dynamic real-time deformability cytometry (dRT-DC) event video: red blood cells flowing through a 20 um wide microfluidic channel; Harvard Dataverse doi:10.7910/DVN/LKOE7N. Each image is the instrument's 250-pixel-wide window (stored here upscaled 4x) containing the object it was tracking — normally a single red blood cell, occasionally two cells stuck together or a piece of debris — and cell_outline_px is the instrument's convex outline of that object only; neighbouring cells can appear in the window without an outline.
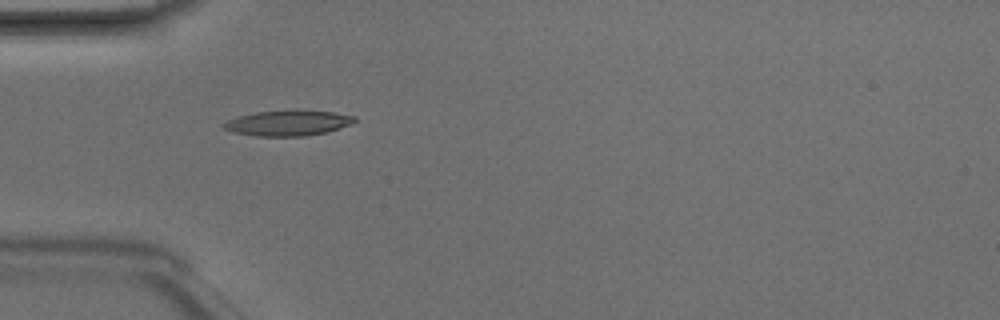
{"species": "Egyptian fruit bat (a non-hibernating species)", "species_latin": "Rousettus aegyptiacus", "temperature_condition": "room temperature", "stored_images_in_passage": 4, "camera_frame_rate_fps": 3000, "um_per_image_px": 0.085, "animal": {"sex": "male"}, "frame": {"image": 1, "passage_image": 3, "time_ms": 0.667, "image_size_px": [1000, 320], "cell_outline_px": [[356, 120], [352, 124], [328, 132], [304, 136], [256, 136], [232, 132], [224, 128], [220, 124], [228, 120], [240, 116], [256, 112], [332, 112], [356, 116]], "centroid_in_image_um": [24.47, 10.49], "position_along_channel_um": 60.5, "area_um2": 18.79}}